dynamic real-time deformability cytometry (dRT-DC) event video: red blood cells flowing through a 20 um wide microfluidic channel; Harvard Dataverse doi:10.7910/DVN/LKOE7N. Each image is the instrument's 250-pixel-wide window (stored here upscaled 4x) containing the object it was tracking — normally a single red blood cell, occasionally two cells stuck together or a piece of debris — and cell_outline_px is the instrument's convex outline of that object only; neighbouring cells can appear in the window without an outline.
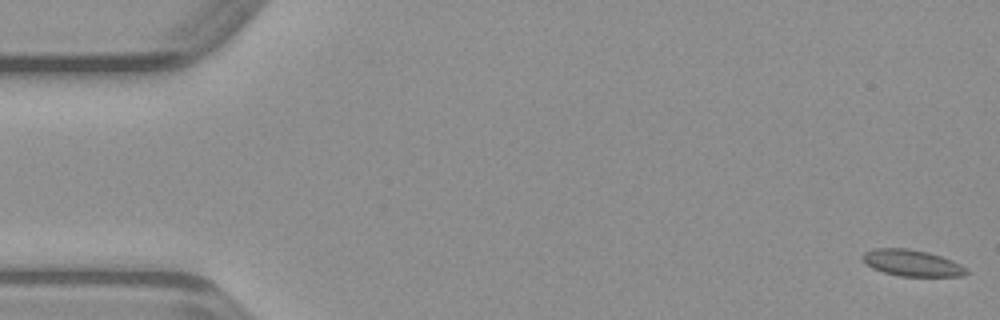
{"species": "common noctule bat (a hibernating species)", "species_latin": "Nyctalus noctula", "temperature_condition": "warm", "stored_images_in_passage": 50, "camera_frame_rate_fps": 3000, "um_per_image_px": 0.085, "animal": {"sex": "male", "body_mass_g": 23.1, "forearm_length_mm": 52.7}, "frame": {"image": 1, "passage_image": 1, "time_ms": 0.0, "image_size_px": [1000, 320], "cell_outline_px": [[968, 272], [964, 276], [900, 276], [884, 272], [872, 268], [864, 264], [860, 260], [860, 256], [864, 252], [872, 248], [908, 248], [928, 252], [952, 260], [968, 268]], "centroid_in_image_um": [77.46, 22.34], "position_along_channel_um": 7.5, "area_um2": 16.24}}
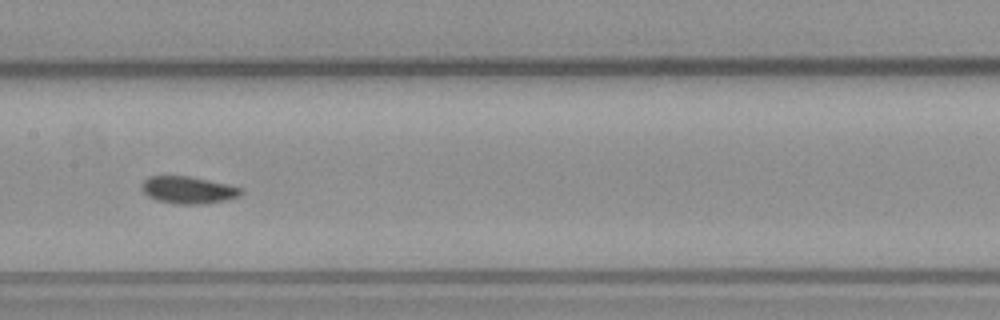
{"frame": {"image": 2, "passage_image": 24, "time_ms": 7.667, "image_size_px": [1000, 320], "cell_outline_px": [[244, 192], [240, 196], [224, 200], [200, 204], [176, 204], [156, 200], [148, 196], [140, 188], [140, 184], [148, 176], [192, 176], [228, 184], [244, 188]], "centroid_in_image_um": [16.0, 16.14], "position_along_channel_um": 191.4, "area_um2": 15.95}}
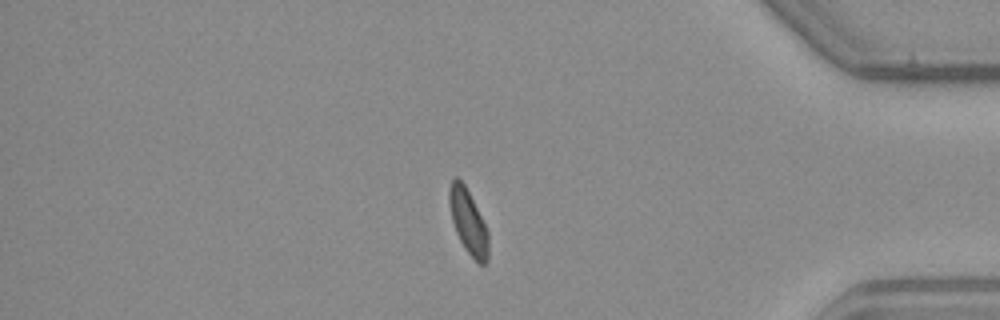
{"frame": {"image": 3, "passage_image": 41, "time_ms": 13.333, "image_size_px": [1000, 320], "cell_outline_px": [[488, 260], [484, 264], [480, 264], [464, 248], [456, 232], [452, 220], [448, 204], [448, 188], [452, 180], [456, 176], [464, 184], [488, 232]], "centroid_in_image_um": [39.77, 18.84], "position_along_channel_um": 395.4, "area_um2": 14.39}}